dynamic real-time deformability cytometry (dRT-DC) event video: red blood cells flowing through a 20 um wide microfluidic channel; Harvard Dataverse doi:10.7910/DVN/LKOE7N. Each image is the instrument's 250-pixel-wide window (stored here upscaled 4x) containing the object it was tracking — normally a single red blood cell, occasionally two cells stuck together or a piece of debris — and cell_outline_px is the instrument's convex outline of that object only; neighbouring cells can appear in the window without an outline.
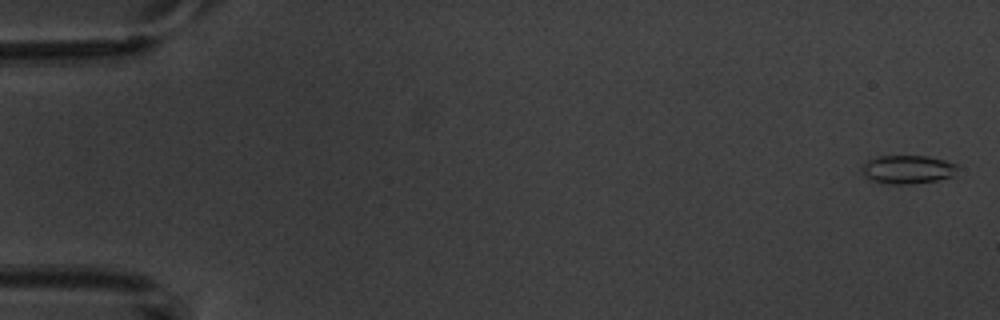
{"species": "common noctule bat (a hibernating species)", "species_latin": "Nyctalus noctula", "temperature_condition": "warm", "stored_images_in_passage": 5, "camera_frame_rate_fps": 3000, "um_per_image_px": 0.085, "animal": {"sex": "male", "body_mass_g": 20.1, "forearm_length_mm": 53.5}, "frame": {"image": 1, "passage_image": 1, "time_ms": 0.0, "image_size_px": [1000, 320], "cell_outline_px": [[956, 168], [952, 176], [936, 180], [912, 184], [880, 184], [868, 180], [864, 176], [860, 168], [868, 160], [876, 156], [928, 156], [948, 160], [956, 164]], "centroid_in_image_um": [77.08, 14.41], "position_along_channel_um": 7.9, "area_um2": 16.13}}